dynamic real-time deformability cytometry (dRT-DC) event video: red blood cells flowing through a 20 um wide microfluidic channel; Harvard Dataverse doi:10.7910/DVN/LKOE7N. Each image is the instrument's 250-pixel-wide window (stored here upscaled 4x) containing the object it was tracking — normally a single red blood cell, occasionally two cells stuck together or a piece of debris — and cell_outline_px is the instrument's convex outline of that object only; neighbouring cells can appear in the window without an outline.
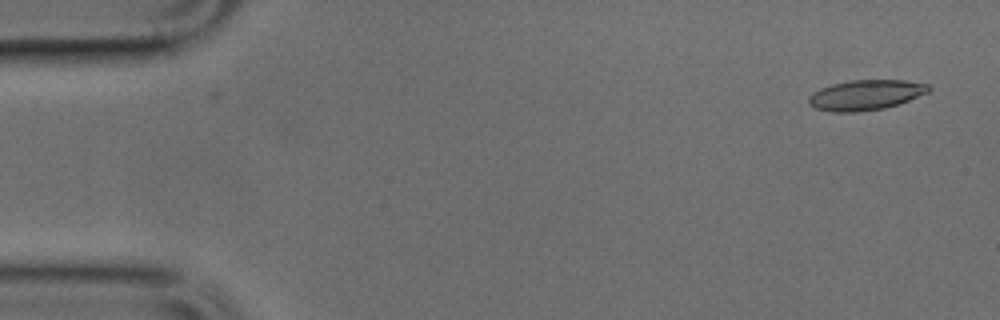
{"species": "common noctule bat (a hibernating species)", "species_latin": "Nyctalus noctula", "temperature_condition": "cold", "stored_images_in_passage": 4, "camera_frame_rate_fps": 3000, "um_per_image_px": 0.085, "animal": {"sex": "male", "body_mass_g": 17.9, "forearm_length_mm": 54.2}, "frame": {"image": 1, "passage_image": 3, "time_ms": 0.667, "image_size_px": [1000, 320], "cell_outline_px": [[932, 88], [928, 92], [908, 100], [884, 108], [856, 112], [832, 112], [816, 108], [808, 104], [808, 96], [812, 92], [820, 88], [832, 84], [852, 80], [904, 80], [928, 84]], "centroid_in_image_um": [73.55, 8.07], "position_along_channel_um": 11.5, "area_um2": 21.04}}